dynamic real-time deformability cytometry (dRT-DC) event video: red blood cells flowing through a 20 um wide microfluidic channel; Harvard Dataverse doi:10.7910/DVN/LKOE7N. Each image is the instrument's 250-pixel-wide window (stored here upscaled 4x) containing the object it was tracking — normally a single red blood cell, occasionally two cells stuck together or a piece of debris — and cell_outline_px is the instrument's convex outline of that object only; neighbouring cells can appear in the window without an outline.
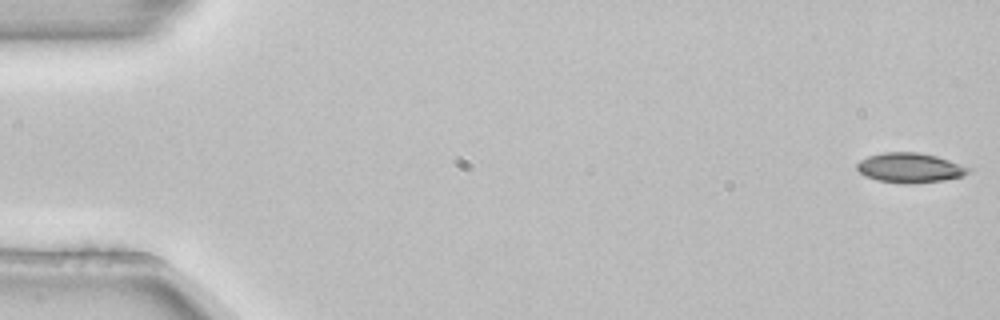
{"species": "common noctule bat (a hibernating species)", "species_latin": "Nyctalus noctula", "temperature_condition": "room temperature", "stored_images_in_passage": 5, "segment_of_instrument_passage": [1, 2], "camera_frame_rate_fps": 3000, "um_per_image_px": 0.085, "animal": {"sex": "female", "body_mass_g": 22.7, "forearm_length_mm": 54.2}, "frame": {"image": 1, "passage_image": 1, "time_ms": 0.0, "image_size_px": [1000, 320], "cell_outline_px": [[972, 168], [964, 176], [944, 180], [912, 184], [904, 184], [876, 180], [864, 176], [856, 168], [856, 164], [860, 160], [868, 156], [884, 152], [916, 152], [936, 156]], "centroid_in_image_um": [77.32, 14.27], "position_along_channel_um": 7.7, "area_um2": 19.42}}
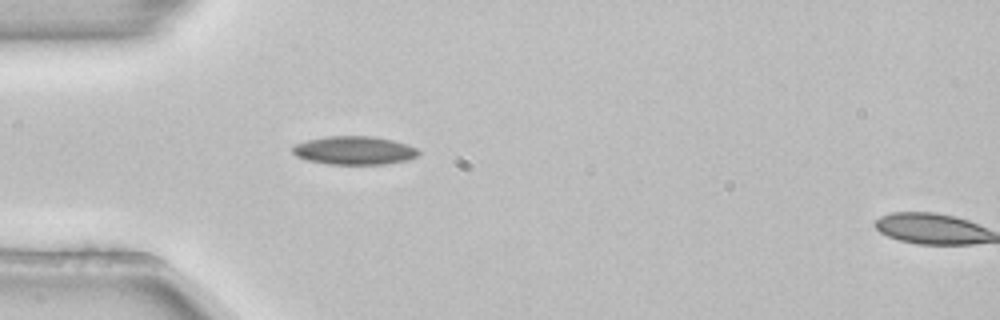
{"frame": {"image": 2, "passage_image": 4, "time_ms": 1.0, "image_size_px": [1000, 320], "cell_outline_px": [[420, 152], [416, 156], [408, 160], [384, 164], [328, 164], [308, 160], [296, 156], [292, 152], [292, 144], [308, 140], [328, 136], [372, 136], [392, 140], [408, 144], [416, 148]], "centroid_in_image_um": [30.1, 12.78], "position_along_channel_um": 54.9, "area_um2": 20.87}}